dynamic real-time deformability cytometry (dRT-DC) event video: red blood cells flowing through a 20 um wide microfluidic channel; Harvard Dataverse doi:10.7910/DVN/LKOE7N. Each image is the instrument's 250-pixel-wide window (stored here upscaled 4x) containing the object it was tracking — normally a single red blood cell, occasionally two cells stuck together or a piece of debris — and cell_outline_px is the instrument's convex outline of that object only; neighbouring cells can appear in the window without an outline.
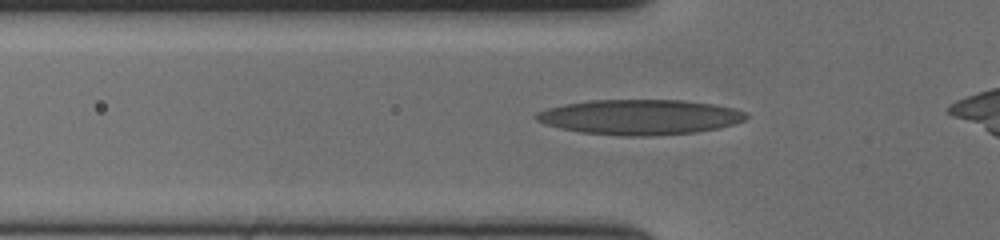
{"species": "human", "species_latin": "Homo sapiens", "temperature_condition": "cold", "stored_images_in_passage": 36, "camera_frame_rate_fps": 3000, "um_per_image_px": 0.085, "donor": {"sex": "female"}, "frame": {"image": 1, "passage_image": 5, "time_ms": 1.333, "image_size_px": [1000, 240], "cell_outline_px": [[748, 116], [744, 120], [736, 124], [720, 128], [696, 132], [652, 136], [624, 136], [580, 132], [560, 128], [536, 120], [532, 116], [536, 112], [548, 108], [564, 104], [588, 100], [684, 100], [716, 104], [736, 108], [744, 112]], "centroid_in_image_um": [54.41, 9.95], "position_along_channel_um": 71.4, "area_um2": 43.29}}
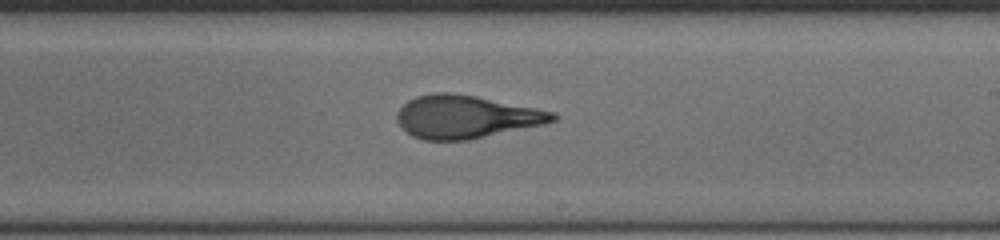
{"frame": {"image": 2, "passage_image": 20, "time_ms": 6.333, "image_size_px": [1000, 240], "cell_outline_px": [[556, 120], [544, 124], [468, 140], [424, 140], [412, 136], [396, 120], [396, 112], [408, 100], [416, 96], [432, 92], [452, 92], [476, 96], [556, 112]], "centroid_in_image_um": [39.58, 9.92], "position_along_channel_um": 249.4, "area_um2": 38.9}}
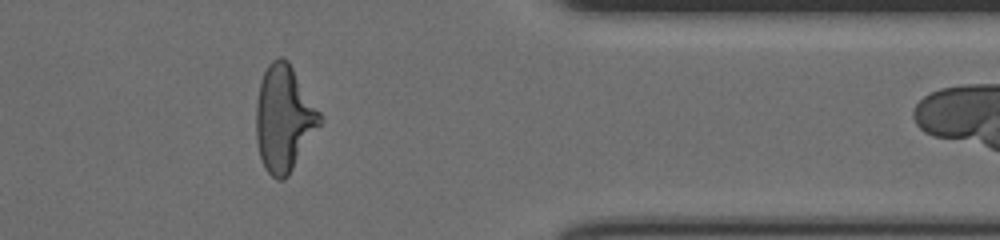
{"frame": {"image": 3, "passage_image": 33, "time_ms": 10.667, "image_size_px": [1000, 240], "cell_outline_px": [[324, 120], [288, 176], [284, 180], [276, 180], [264, 168], [260, 156], [256, 140], [256, 104], [260, 80], [268, 64], [272, 60], [280, 56], [284, 56], [288, 60], [320, 112]], "centroid_in_image_um": [24.13, 10.07], "position_along_channel_um": 387.3, "area_um2": 39.59}}